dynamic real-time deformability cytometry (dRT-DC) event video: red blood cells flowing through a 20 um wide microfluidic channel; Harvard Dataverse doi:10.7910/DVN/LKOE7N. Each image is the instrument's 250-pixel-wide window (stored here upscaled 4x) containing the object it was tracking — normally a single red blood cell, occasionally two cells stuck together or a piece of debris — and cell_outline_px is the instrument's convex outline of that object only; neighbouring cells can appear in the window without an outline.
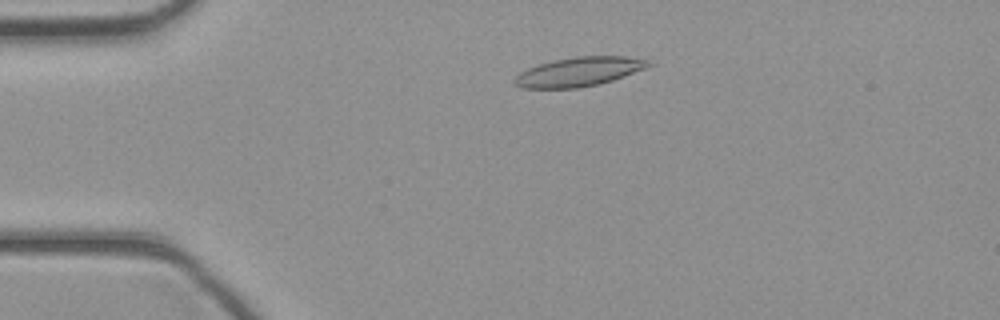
{"species": "common noctule bat (a hibernating species)", "species_latin": "Nyctalus noctula", "temperature_condition": "cold", "stored_images_in_passage": 42, "camera_frame_rate_fps": 3000, "um_per_image_px": 0.085, "animal": {"sex": "female", "body_mass_g": 21.9}, "frame": {"image": 1, "passage_image": 8, "time_ms": 2.333, "image_size_px": [1000, 320], "cell_outline_px": [[652, 64], [644, 68], [624, 76], [600, 84], [580, 88], [520, 88], [512, 80], [520, 72], [528, 68], [552, 60], [576, 56], [624, 56], [648, 60]], "centroid_in_image_um": [49.18, 6.1], "position_along_channel_um": 35.8, "area_um2": 22.66}}
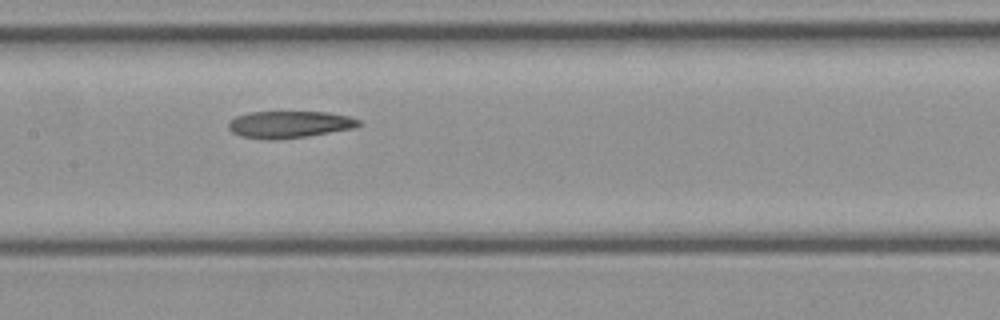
{"frame": {"image": 2, "passage_image": 20, "time_ms": 6.333, "image_size_px": [1000, 320], "cell_outline_px": [[364, 124], [356, 128], [308, 136], [272, 140], [264, 140], [240, 136], [232, 132], [228, 128], [228, 124], [236, 116], [248, 112], [328, 112], [348, 116], [360, 120]], "centroid_in_image_um": [24.63, 10.58], "position_along_channel_um": 182.8, "area_um2": 20.69}}
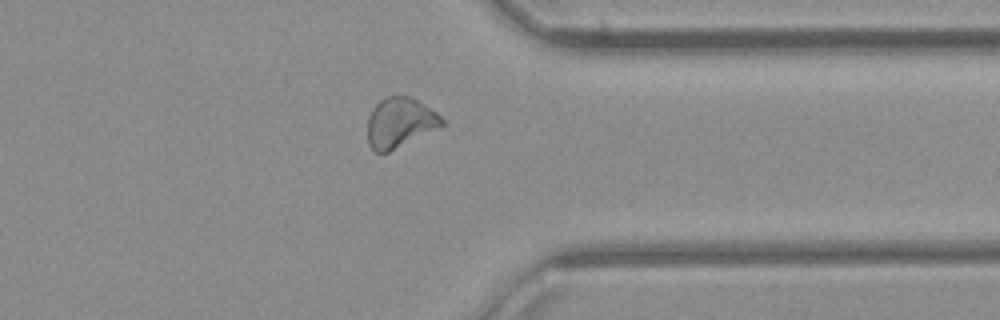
{"frame": {"image": 3, "passage_image": 33, "time_ms": 10.667, "image_size_px": [1000, 320], "cell_outline_px": [[444, 124], [440, 128], [388, 152], [376, 152], [368, 144], [368, 116], [372, 108], [380, 100], [388, 96], [408, 96], [416, 100], [436, 112], [444, 120]], "centroid_in_image_um": [33.99, 10.43], "position_along_channel_um": 377.4, "area_um2": 21.5}}